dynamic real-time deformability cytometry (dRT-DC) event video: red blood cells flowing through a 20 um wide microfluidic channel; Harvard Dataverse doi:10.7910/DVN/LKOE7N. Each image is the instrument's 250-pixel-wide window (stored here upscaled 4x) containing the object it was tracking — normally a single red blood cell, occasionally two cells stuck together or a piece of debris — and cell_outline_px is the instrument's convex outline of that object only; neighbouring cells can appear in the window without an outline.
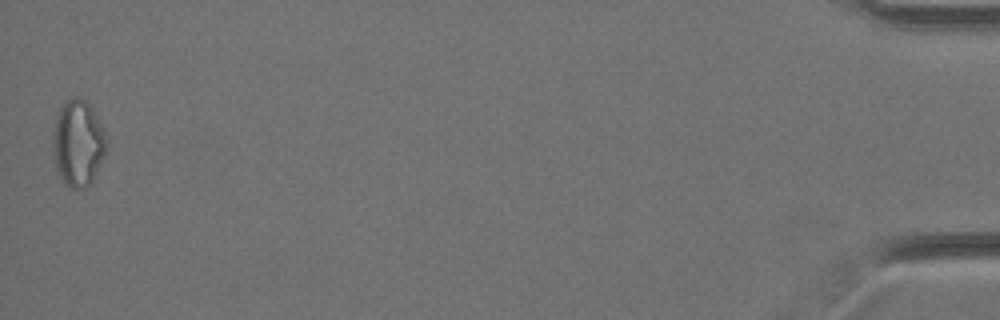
{"species": "Egyptian fruit bat (a non-hibernating species)", "species_latin": "Rousettus aegyptiacus", "temperature_condition": "cold", "stored_images_in_passage": 41, "camera_frame_rate_fps": 3000, "um_per_image_px": 0.085, "animal": {"sex": "female"}, "frame": {"image": 1, "passage_image": 41, "time_ms": 13.333, "image_size_px": [1000, 320], "cell_outline_px": [[108, 148], [92, 180], [84, 188], [72, 188], [64, 184], [56, 168], [52, 144], [52, 136], [56, 116], [64, 100], [76, 96], [80, 96], [92, 108], [108, 136]], "centroid_in_image_um": [6.64, 12.13], "position_along_channel_um": 428.6, "area_um2": 27.22}, "authors_computed_cell_mechanics": {"area_um2": 19.7676, "velocity_mm_per_s": 3.447, "shape_relaxation_time_tau1_ms": null, "shape_relaxation_time_tau2_ms": 3.9804, "deformation_change_tau1": null, "deformation_change_tau2": 0.1298}}